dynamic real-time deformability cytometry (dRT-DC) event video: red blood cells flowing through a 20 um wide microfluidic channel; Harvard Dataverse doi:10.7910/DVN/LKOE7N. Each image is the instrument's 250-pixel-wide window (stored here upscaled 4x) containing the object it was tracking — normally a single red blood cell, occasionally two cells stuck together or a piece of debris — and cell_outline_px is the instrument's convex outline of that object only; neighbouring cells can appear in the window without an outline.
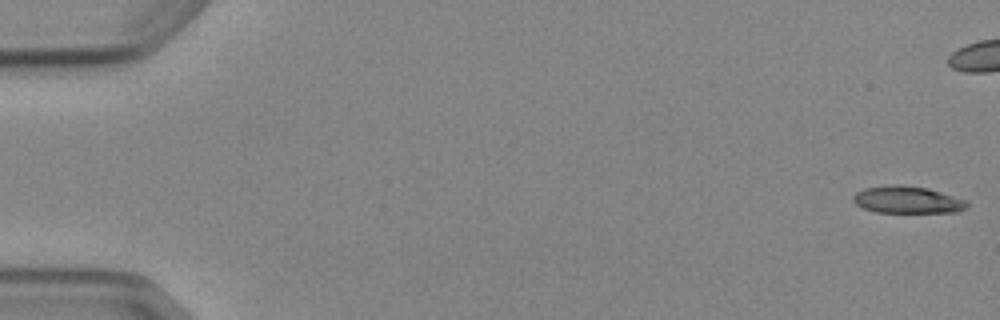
{"species": "Egyptian fruit bat (a non-hibernating species)", "species_latin": "Rousettus aegyptiacus", "temperature_condition": "cold", "stored_images_in_passage": 8, "camera_frame_rate_fps": 3000, "um_per_image_px": 0.085, "animal": {"sex": "female"}, "frame": {"image": 1, "passage_image": 1, "time_ms": 0.0, "image_size_px": [1000, 320], "cell_outline_px": [[968, 208], [956, 212], [876, 212], [864, 208], [856, 204], [852, 200], [852, 196], [856, 192], [864, 188], [892, 184], [928, 188], [968, 200]], "centroid_in_image_um": [77.14, 16.98], "position_along_channel_um": 7.9, "area_um2": 18.03}}